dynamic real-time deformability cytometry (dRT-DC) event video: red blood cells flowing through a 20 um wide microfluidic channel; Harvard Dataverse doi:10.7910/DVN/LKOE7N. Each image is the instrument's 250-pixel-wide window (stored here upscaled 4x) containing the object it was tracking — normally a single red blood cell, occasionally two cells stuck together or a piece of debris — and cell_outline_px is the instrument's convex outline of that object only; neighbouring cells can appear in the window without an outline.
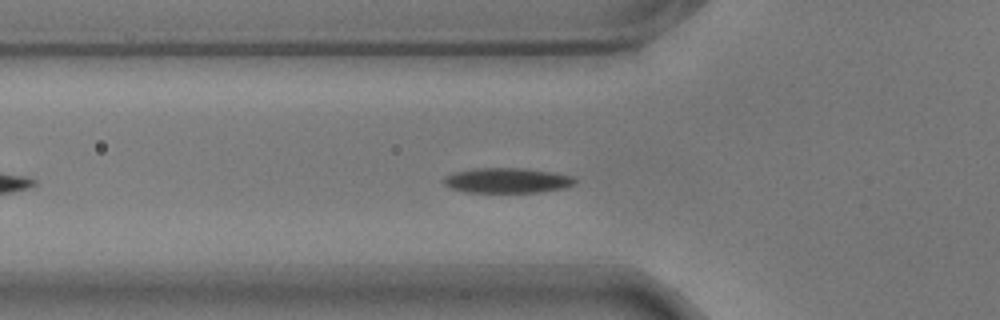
{"species": "common noctule bat (a hibernating species)", "species_latin": "Nyctalus noctula", "temperature_condition": "warm", "stored_images_in_passage": 39, "camera_frame_rate_fps": 3000, "um_per_image_px": 0.085, "animal": {"sex": "male", "body_mass_g": 17.9}, "frame": {"image": 1, "passage_image": 4, "time_ms": 1.0, "image_size_px": [1000, 320], "cell_outline_px": [[576, 184], [564, 188], [540, 192], [464, 192], [452, 188], [444, 184], [440, 180], [444, 176], [452, 172], [472, 168], [524, 168], [552, 172], [572, 176], [576, 180]], "centroid_in_image_um": [43.06, 15.33], "position_along_channel_um": 82.7, "area_um2": 19.42}}
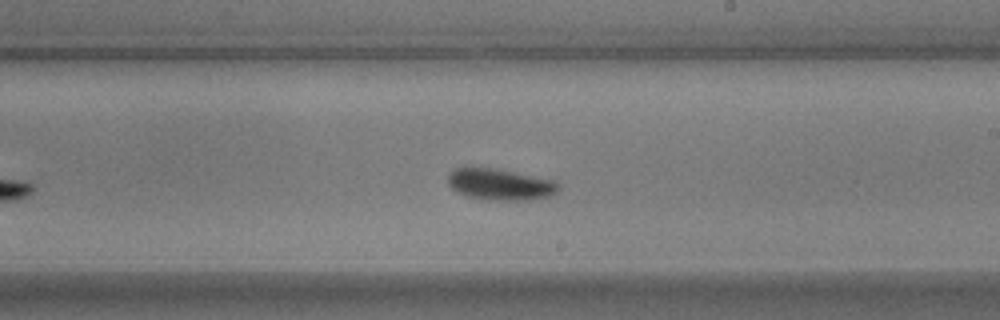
{"frame": {"image": 2, "passage_image": 18, "time_ms": 5.667, "image_size_px": [1000, 320], "cell_outline_px": [[560, 188], [552, 196], [528, 200], [484, 200], [468, 196], [456, 192], [448, 184], [448, 176], [456, 168], [496, 168], [556, 180], [560, 184]], "centroid_in_image_um": [42.57, 15.68], "position_along_channel_um": 246.4, "area_um2": 20.4}}
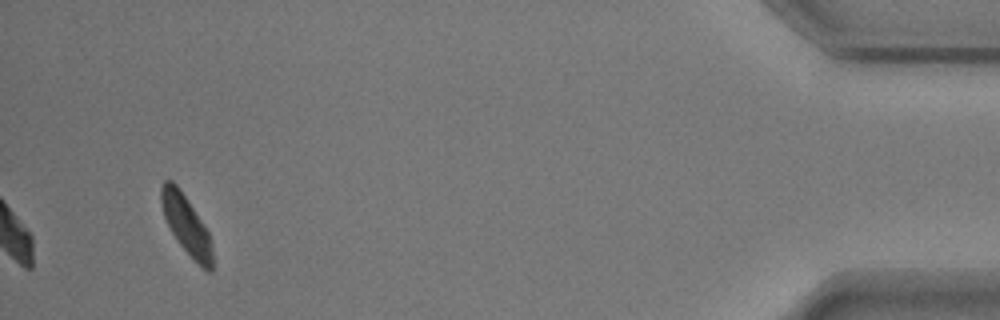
{"frame": {"image": 3, "passage_image": 39, "time_ms": 12.667, "image_size_px": [1000, 320], "cell_outline_px": [[212, 272], [208, 272], [180, 244], [172, 232], [164, 216], [160, 200], [160, 188], [164, 180], [172, 180], [180, 188], [208, 232], [212, 244]], "centroid_in_image_um": [15.81, 19.05], "position_along_channel_um": 419.4, "area_um2": 17.05}, "authors_computed_cell_mechanics": {"area_um2": 19.1896, "velocity_mm_per_s": 3.5058, "shape_relaxation_time_tau1_ms": 6.7493, "shape_relaxation_time_tau2_ms": null, "deformation_change_tau1": 0.1955, "deformation_change_tau2": null}}